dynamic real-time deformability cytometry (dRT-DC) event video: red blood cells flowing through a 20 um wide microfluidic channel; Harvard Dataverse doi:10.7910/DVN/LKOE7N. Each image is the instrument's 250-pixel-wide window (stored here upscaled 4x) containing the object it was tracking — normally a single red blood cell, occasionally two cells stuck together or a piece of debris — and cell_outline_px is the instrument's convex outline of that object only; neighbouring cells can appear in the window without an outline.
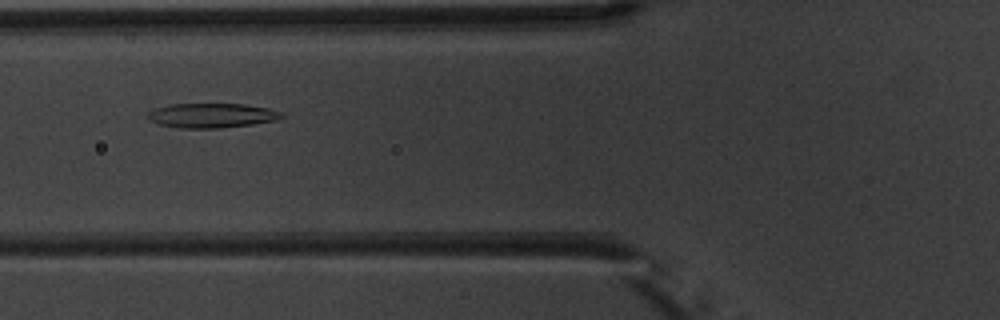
{"species": "common noctule bat (a hibernating species)", "species_latin": "Nyctalus noctula", "temperature_condition": "warm", "stored_images_in_passage": 7, "camera_frame_rate_fps": 3000, "um_per_image_px": 0.085, "animal": {"sex": "male", "body_mass_g": 20.1, "forearm_length_mm": 53.5}, "frame": {"image": 1, "passage_image": 5, "time_ms": 5.333, "image_size_px": [1000, 320], "cell_outline_px": [[284, 116], [276, 120], [252, 124], [220, 128], [180, 128], [160, 124], [148, 120], [144, 116], [152, 108], [168, 104], [244, 104], [268, 108], [280, 112]], "centroid_in_image_um": [17.91, 9.81], "position_along_channel_um": 107.9, "area_um2": 19.25}}
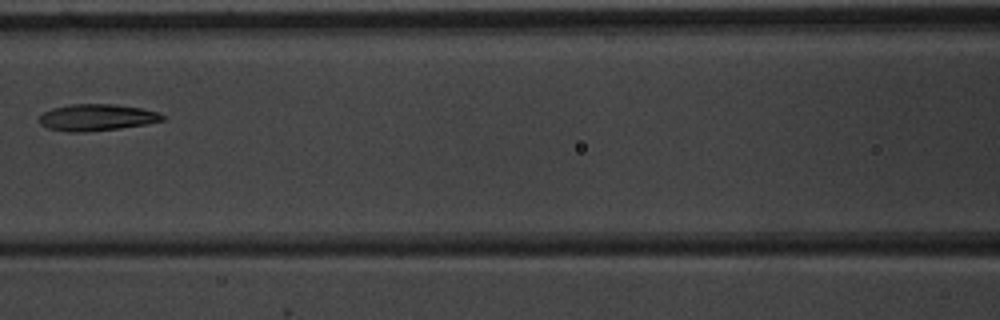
{"frame": {"image": 2, "passage_image": 6, "time_ms": 6.667, "image_size_px": [1000, 320], "cell_outline_px": [[168, 116], [164, 120], [144, 124], [120, 128], [88, 132], [68, 132], [48, 128], [40, 124], [36, 120], [44, 112], [52, 108], [72, 104], [116, 104], [140, 108], [160, 112]], "centroid_in_image_um": [8.23, 9.98], "position_along_channel_um": 158.4, "area_um2": 19.31}}
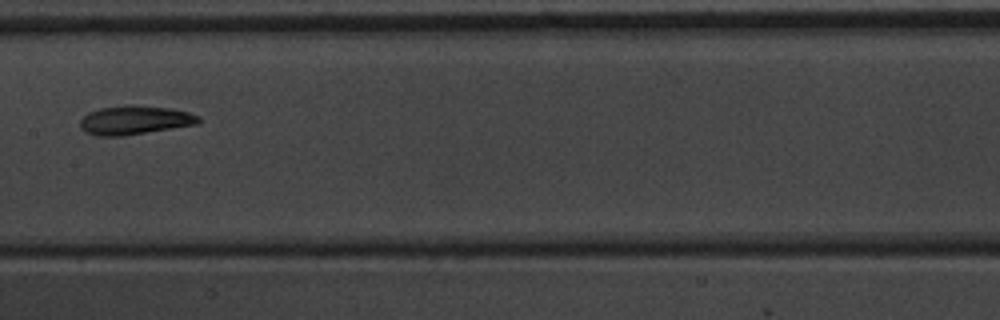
{"frame": {"image": 3, "passage_image": 7, "time_ms": 7.667, "image_size_px": [1000, 320], "cell_outline_px": [[200, 124], [120, 136], [96, 136], [84, 132], [80, 128], [80, 120], [88, 112], [100, 108], [128, 104], [136, 104], [168, 108], [188, 112], [200, 116]], "centroid_in_image_um": [11.44, 10.2], "position_along_channel_um": 196.0, "area_um2": 20.11}}